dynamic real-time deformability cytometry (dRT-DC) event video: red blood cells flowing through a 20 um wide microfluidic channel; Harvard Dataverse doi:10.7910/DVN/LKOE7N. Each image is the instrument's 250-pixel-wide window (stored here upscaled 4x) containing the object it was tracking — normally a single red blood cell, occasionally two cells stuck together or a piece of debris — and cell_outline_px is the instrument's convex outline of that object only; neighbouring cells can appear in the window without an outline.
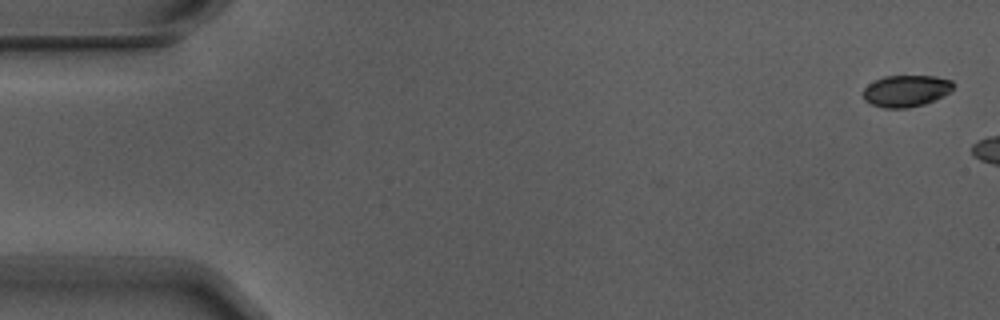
{"species": "Egyptian fruit bat (a non-hibernating species)", "species_latin": "Rousettus aegyptiacus", "temperature_condition": "warm", "stored_images_in_passage": 4, "camera_frame_rate_fps": 3000, "um_per_image_px": 0.085, "animal": {"sex": "male"}, "frame": {"image": 1, "passage_image": 1, "time_ms": 0.0, "image_size_px": [1000, 320], "cell_outline_px": [[952, 88], [944, 96], [924, 104], [908, 108], [884, 108], [872, 104], [864, 100], [864, 88], [868, 84], [884, 76], [932, 76], [952, 80]], "centroid_in_image_um": [77.0, 7.73], "position_along_channel_um": 8.0, "area_um2": 16.47}}